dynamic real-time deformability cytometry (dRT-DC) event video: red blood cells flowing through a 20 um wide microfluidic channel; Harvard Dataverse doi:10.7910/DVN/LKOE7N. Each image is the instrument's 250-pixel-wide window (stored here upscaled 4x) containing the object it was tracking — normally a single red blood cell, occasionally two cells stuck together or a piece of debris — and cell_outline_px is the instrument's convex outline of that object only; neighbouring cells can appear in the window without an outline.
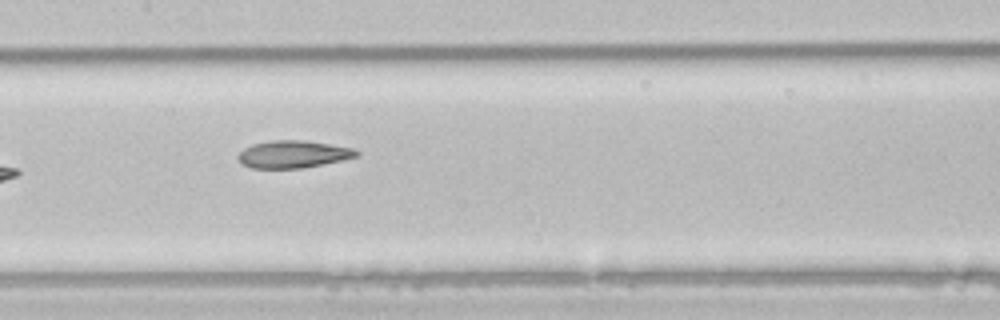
{"species": "common noctule bat (a hibernating species)", "species_latin": "Nyctalus noctula", "temperature_condition": "room temperature", "stored_images_in_passage": 7, "segment_of_instrument_passage": [1, 2], "camera_frame_rate_fps": 3000, "um_per_image_px": 0.085, "animal": {"sex": "male", "body_mass_g": 21.5, "forearm_length_mm": 52.0}, "frame": {"image": 1, "passage_image": 5, "time_ms": 1.333, "image_size_px": [1000, 320], "cell_outline_px": [[360, 156], [304, 168], [252, 168], [244, 164], [236, 156], [244, 148], [252, 144], [272, 140], [304, 140], [352, 148], [360, 152]], "centroid_in_image_um": [24.93, 13.11], "position_along_channel_um": 182.5, "area_um2": 18.79}}
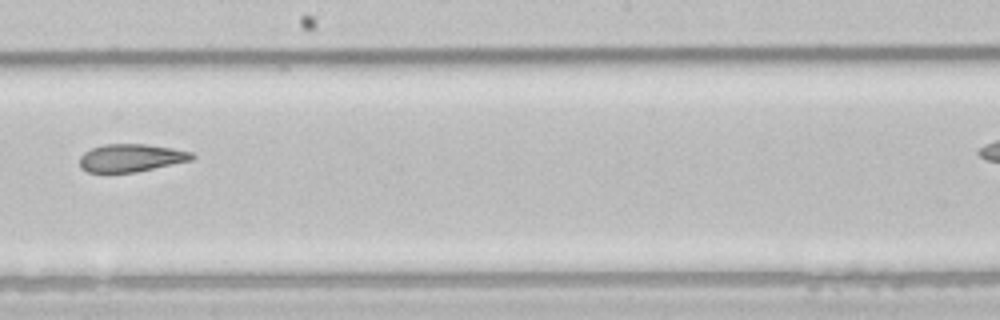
{"frame": {"image": 2, "passage_image": 6, "time_ms": 1.667, "image_size_px": [1000, 320], "cell_outline_px": [[196, 156], [192, 160], [136, 172], [88, 172], [80, 168], [80, 156], [84, 152], [92, 148], [104, 144], [148, 144], [172, 148], [192, 152]], "centroid_in_image_um": [11.14, 13.41], "position_along_channel_um": 237.1, "area_um2": 18.21}}